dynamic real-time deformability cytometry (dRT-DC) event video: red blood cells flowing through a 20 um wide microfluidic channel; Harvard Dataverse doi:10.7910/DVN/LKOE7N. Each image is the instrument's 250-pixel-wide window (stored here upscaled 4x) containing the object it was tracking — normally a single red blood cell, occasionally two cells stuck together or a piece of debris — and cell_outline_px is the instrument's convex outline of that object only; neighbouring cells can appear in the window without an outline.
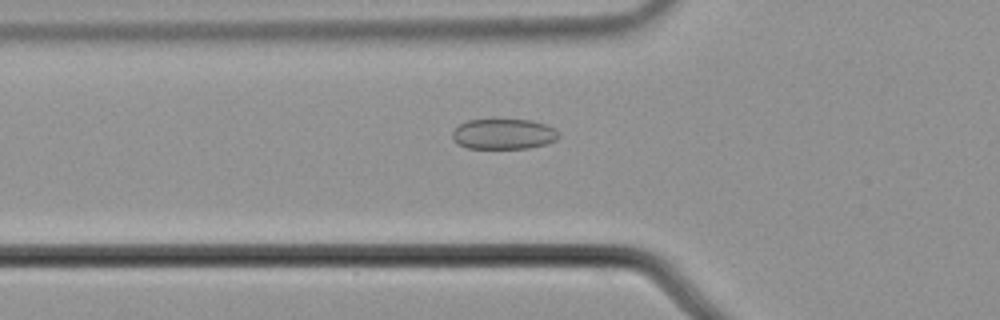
{"species": "common noctule bat (a hibernating species)", "species_latin": "Nyctalus noctula", "temperature_condition": "cold", "stored_images_in_passage": 49, "camera_frame_rate_fps": 3000, "um_per_image_px": 0.085, "animal": {"sex": "male", "body_mass_g": 21.5, "forearm_length_mm": 52.0}, "frame": {"image": 1, "passage_image": 13, "time_ms": 4.0, "image_size_px": [1000, 320], "cell_outline_px": [[560, 136], [556, 140], [544, 144], [528, 148], [468, 148], [456, 144], [452, 140], [452, 132], [460, 124], [468, 120], [532, 120], [556, 128], [560, 132]], "centroid_in_image_um": [42.81, 11.4], "position_along_channel_um": 83.0, "area_um2": 18.9}}
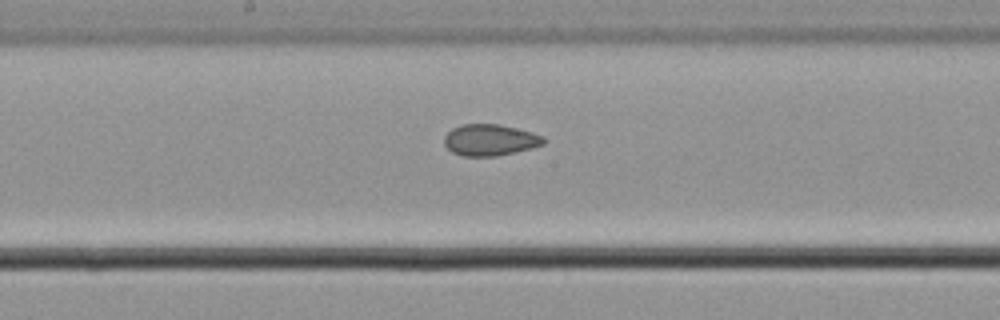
{"frame": {"image": 2, "passage_image": 23, "time_ms": 7.333, "image_size_px": [1000, 320], "cell_outline_px": [[548, 140], [544, 144], [532, 148], [496, 156], [464, 156], [452, 152], [444, 144], [444, 136], [452, 128], [460, 124], [496, 124], [516, 128], [532, 132], [544, 136]], "centroid_in_image_um": [41.67, 11.89], "position_along_channel_um": 206.5, "area_um2": 18.26}}
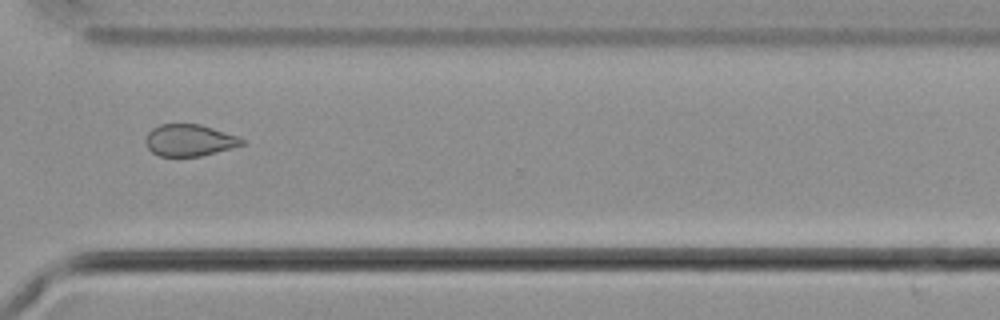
{"frame": {"image": 3, "passage_image": 35, "time_ms": 11.333, "image_size_px": [1000, 320], "cell_outline_px": [[244, 144], [232, 148], [200, 156], [160, 156], [152, 152], [148, 148], [144, 140], [148, 132], [152, 128], [160, 124], [200, 124], [236, 136], [244, 140]], "centroid_in_image_um": [16.06, 11.92], "position_along_channel_um": 354.5, "area_um2": 17.69}, "authors_computed_cell_mechanics": {"area_um2": 19.1318, "velocity_mm_per_s": 3.6906, "shape_relaxation_time_tau1_ms": null, "shape_relaxation_time_tau2_ms": 4.1031, "deformation_change_tau1": null, "deformation_change_tau2": 0.0964}}